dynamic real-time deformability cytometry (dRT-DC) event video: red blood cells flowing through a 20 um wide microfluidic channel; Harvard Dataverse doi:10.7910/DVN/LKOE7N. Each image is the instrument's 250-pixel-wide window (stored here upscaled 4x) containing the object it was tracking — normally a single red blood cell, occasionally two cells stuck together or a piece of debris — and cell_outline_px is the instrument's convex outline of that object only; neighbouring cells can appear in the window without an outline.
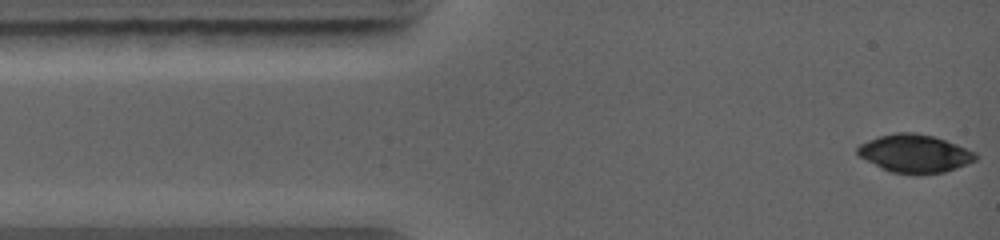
{"species": "common noctule bat (a hibernating species)", "species_latin": "Nyctalus noctula", "temperature_condition": "warm", "stored_images_in_passage": 7, "camera_frame_rate_fps": 5000, "um_per_image_px": 0.085, "animal": {"sex": "female", "body_mass_g": 19.0, "forearm_length_mm": 56.7}, "frame": {"image": 1, "passage_image": 1, "time_ms": 0.0, "image_size_px": [1000, 240], "cell_outline_px": [[976, 160], [956, 168], [944, 172], [920, 176], [916, 176], [892, 172], [860, 156], [856, 152], [856, 148], [860, 144], [868, 140], [880, 136], [896, 132], [916, 132], [932, 136], [956, 144], [976, 152]], "centroid_in_image_um": [77.77, 13.06], "position_along_channel_um": 7.2, "area_um2": 26.13}}
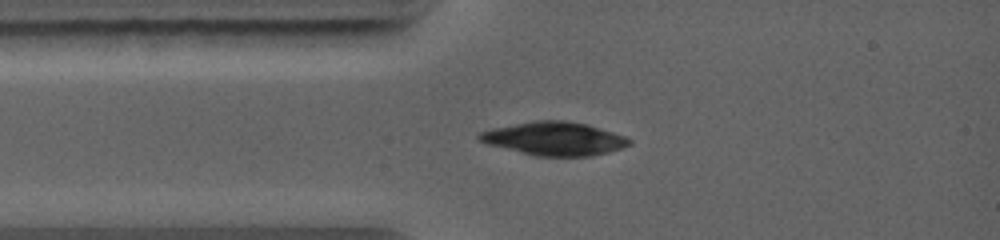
{"frame": {"image": 2, "passage_image": 6, "time_ms": 2.0, "image_size_px": [1000, 240], "cell_outline_px": [[632, 144], [608, 152], [592, 156], [532, 156], [488, 144], [476, 140], [476, 136], [480, 132], [492, 128], [532, 120], [568, 120], [588, 124], [624, 136], [632, 140]], "centroid_in_image_um": [47.08, 11.78], "position_along_channel_um": 37.9, "area_um2": 29.48}}